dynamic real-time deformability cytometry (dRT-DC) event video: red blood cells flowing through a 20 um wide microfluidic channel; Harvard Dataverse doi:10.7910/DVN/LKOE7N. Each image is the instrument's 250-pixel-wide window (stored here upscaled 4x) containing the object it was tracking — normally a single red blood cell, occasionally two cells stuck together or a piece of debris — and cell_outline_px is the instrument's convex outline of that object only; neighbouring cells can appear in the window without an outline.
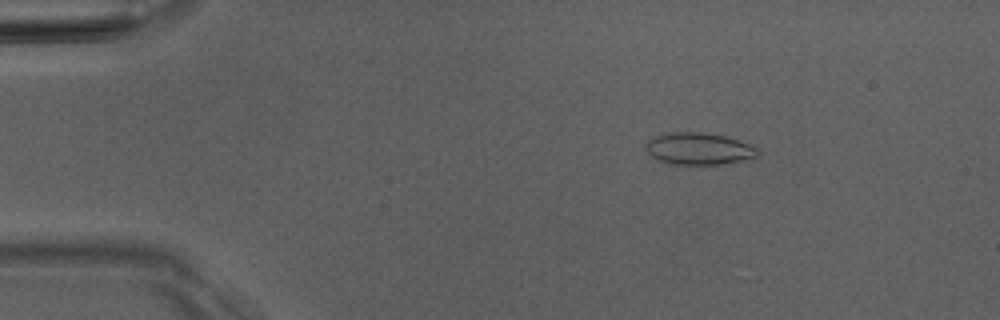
{"species": "Egyptian fruit bat (a non-hibernating species)", "species_latin": "Rousettus aegyptiacus", "temperature_condition": "room temperature", "stored_images_in_passage": 4, "camera_frame_rate_fps": 3000, "um_per_image_px": 0.085, "animal": {"sex": "male"}, "frame": {"image": 1, "passage_image": 2, "time_ms": 2.0, "image_size_px": [1000, 320], "cell_outline_px": [[756, 156], [740, 160], [720, 164], [672, 164], [656, 160], [644, 148], [644, 144], [648, 140], [656, 136], [668, 132], [700, 132], [724, 136], [756, 144]], "centroid_in_image_um": [59.36, 12.63], "position_along_channel_um": 25.6, "area_um2": 20.81}}